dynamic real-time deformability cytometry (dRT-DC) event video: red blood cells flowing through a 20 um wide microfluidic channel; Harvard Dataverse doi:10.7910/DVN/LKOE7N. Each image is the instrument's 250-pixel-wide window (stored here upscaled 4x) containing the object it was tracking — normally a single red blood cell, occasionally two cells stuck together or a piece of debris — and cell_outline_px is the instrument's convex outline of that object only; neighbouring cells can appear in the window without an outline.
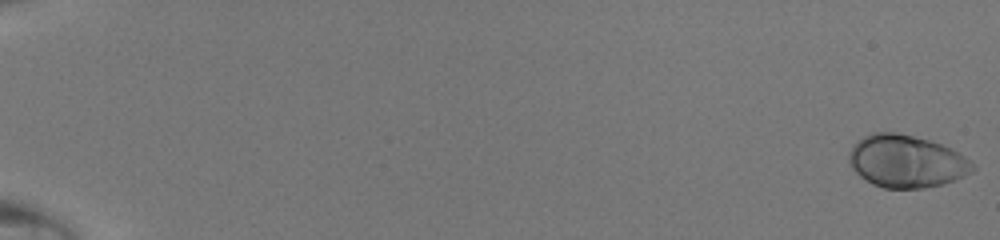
{"species": "human", "species_latin": "Homo sapiens", "temperature_condition": "room temperature", "stored_images_in_passage": 49, "camera_frame_rate_fps": 3000, "um_per_image_px": 0.085, "donor": {"sex": "male"}, "frame": {"image": 1, "passage_image": 1, "time_ms": 0.0, "image_size_px": [1000, 240], "cell_outline_px": [[976, 168], [972, 172], [956, 180], [944, 184], [924, 188], [884, 188], [872, 184], [860, 176], [848, 164], [848, 152], [852, 144], [864, 136], [872, 132], [896, 132], [928, 140], [940, 144], [964, 156]], "centroid_in_image_um": [76.99, 13.72], "position_along_channel_um": 8.0, "area_um2": 37.86}}
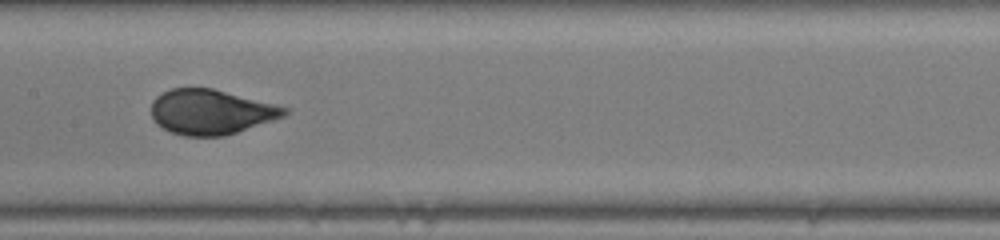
{"frame": {"image": 2, "passage_image": 28, "time_ms": 9.0, "image_size_px": [1000, 240], "cell_outline_px": [[288, 112], [284, 116], [224, 136], [184, 136], [172, 132], [156, 124], [152, 116], [152, 100], [156, 96], [172, 88], [212, 88], [288, 108]], "centroid_in_image_um": [17.89, 9.51], "position_along_channel_um": 189.5, "area_um2": 34.39}}
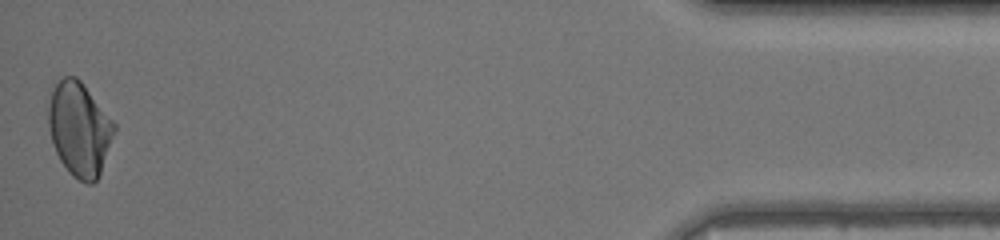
{"frame": {"image": 3, "passage_image": 49, "time_ms": 16.0, "image_size_px": [1000, 240], "cell_outline_px": [[116, 128], [100, 176], [92, 184], [88, 184], [72, 176], [68, 172], [60, 160], [56, 152], [52, 140], [48, 124], [48, 104], [52, 92], [56, 84], [64, 76], [76, 76], [80, 80], [116, 124]], "centroid_in_image_um": [6.76, 11.0], "position_along_channel_um": 428.4, "area_um2": 35.89}}